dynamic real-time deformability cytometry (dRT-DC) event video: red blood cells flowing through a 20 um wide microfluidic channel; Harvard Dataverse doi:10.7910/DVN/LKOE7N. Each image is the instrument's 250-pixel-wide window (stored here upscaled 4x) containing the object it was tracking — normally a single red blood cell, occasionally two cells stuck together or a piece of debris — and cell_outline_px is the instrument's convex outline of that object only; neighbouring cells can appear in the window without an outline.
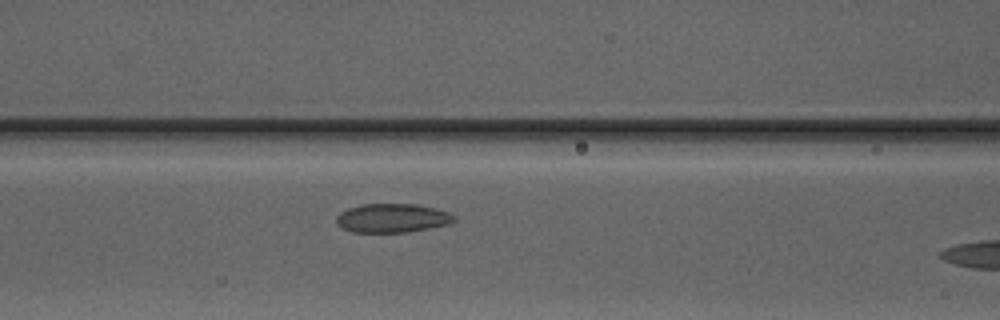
{"species": "Egyptian fruit bat (a non-hibernating species)", "species_latin": "Rousettus aegyptiacus", "temperature_condition": "warm", "stored_images_in_passage": 4, "camera_frame_rate_fps": 3000, "um_per_image_px": 0.085, "animal": {"sex": "male"}, "frame": {"image": 1, "passage_image": 4, "time_ms": 4.667, "image_size_px": [1000, 320], "cell_outline_px": [[456, 220], [448, 224], [408, 232], [352, 232], [344, 228], [336, 220], [336, 216], [340, 212], [348, 208], [364, 204], [416, 204], [448, 212], [456, 216]], "centroid_in_image_um": [33.35, 18.53], "position_along_channel_um": 133.2, "area_um2": 19.59}}